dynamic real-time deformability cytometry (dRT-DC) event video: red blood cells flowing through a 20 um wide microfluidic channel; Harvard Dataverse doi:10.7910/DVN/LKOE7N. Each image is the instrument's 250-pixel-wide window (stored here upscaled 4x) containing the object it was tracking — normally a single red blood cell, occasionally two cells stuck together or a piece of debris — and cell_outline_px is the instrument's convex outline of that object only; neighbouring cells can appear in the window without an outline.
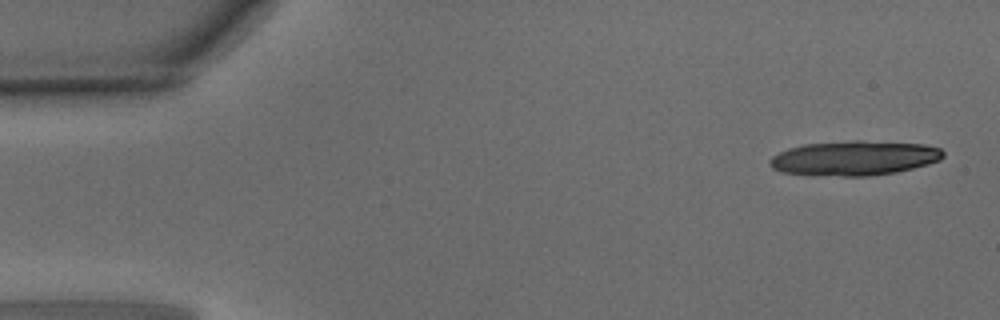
{"species": "common noctule bat (a hibernating species)", "species_latin": "Nyctalus noctula", "temperature_condition": "warm", "stored_images_in_passage": 16, "camera_frame_rate_fps": 3000, "um_per_image_px": 0.085, "animal": {"sex": "male", "body_mass_g": 15.6}, "frame": {"image": 1, "passage_image": 1, "time_ms": 0.0, "image_size_px": [1000, 320], "cell_outline_px": [[944, 156], [940, 160], [928, 164], [896, 172], [868, 176], [844, 176], [784, 172], [772, 168], [768, 164], [768, 160], [772, 156], [788, 148], [804, 144], [856, 140], [860, 140], [924, 144], [940, 148], [944, 152]], "centroid_in_image_um": [72.63, 13.42], "position_along_channel_um": 12.4, "area_um2": 34.85}}